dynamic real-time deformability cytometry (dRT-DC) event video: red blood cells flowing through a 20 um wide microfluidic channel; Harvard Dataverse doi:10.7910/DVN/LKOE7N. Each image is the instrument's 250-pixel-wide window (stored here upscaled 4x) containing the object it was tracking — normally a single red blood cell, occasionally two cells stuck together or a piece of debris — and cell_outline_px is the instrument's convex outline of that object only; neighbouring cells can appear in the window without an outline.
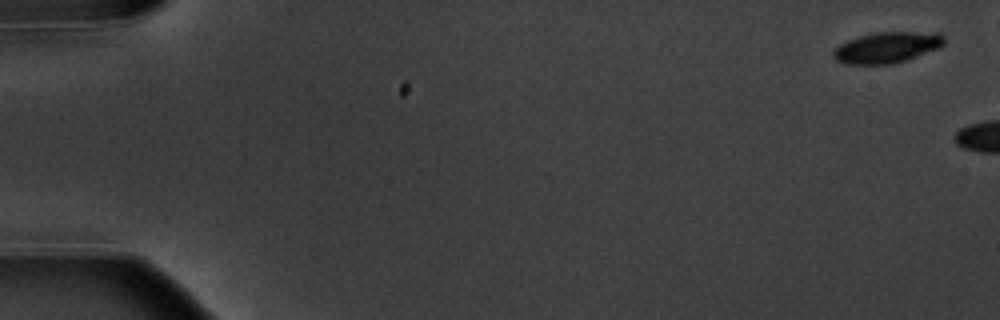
{"species": "common noctule bat (a hibernating species)", "species_latin": "Nyctalus noctula", "temperature_condition": "warm", "stored_images_in_passage": 5, "camera_frame_rate_fps": 3000, "um_per_image_px": 0.085, "animal": {"sex": "male", "body_mass_g": 20.1, "forearm_length_mm": 53.5}, "frame": {"image": 1, "passage_image": 1, "time_ms": 0.0, "image_size_px": [1000, 320], "cell_outline_px": [[944, 44], [940, 48], [892, 64], [844, 64], [836, 60], [832, 56], [832, 52], [840, 44], [848, 40], [860, 36], [876, 32], [940, 32], [944, 36]], "centroid_in_image_um": [75.4, 4.03], "position_along_channel_um": 9.6, "area_um2": 20.0}}